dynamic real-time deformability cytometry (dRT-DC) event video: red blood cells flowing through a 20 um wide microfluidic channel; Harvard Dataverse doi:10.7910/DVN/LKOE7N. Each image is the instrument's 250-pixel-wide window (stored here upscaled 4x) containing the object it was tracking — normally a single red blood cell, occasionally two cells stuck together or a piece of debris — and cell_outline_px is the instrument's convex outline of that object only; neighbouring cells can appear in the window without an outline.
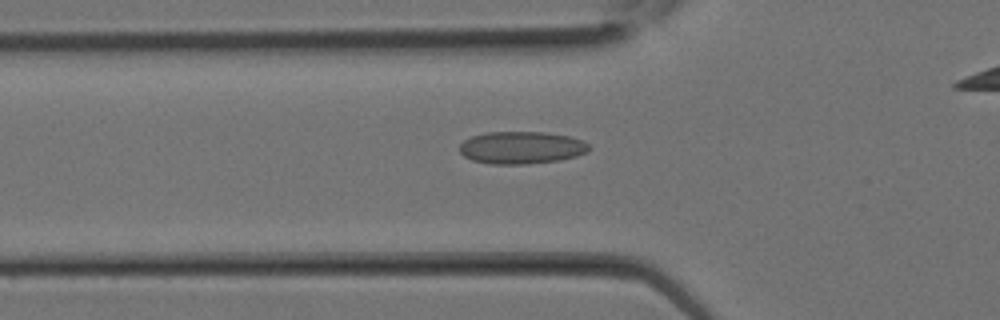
{"species": "Egyptian fruit bat (a non-hibernating species)", "species_latin": "Rousettus aegyptiacus", "temperature_condition": "room temperature", "stored_images_in_passage": 8, "camera_frame_rate_fps": 3000, "um_per_image_px": 0.085, "animal": {"sex": "female"}, "frame": {"image": 1, "passage_image": 4, "time_ms": 1.0, "image_size_px": [1000, 320], "cell_outline_px": [[588, 152], [576, 156], [560, 160], [524, 164], [492, 164], [472, 160], [464, 156], [460, 152], [460, 144], [464, 140], [472, 136], [488, 132], [544, 132], [568, 136], [580, 140], [588, 144]], "centroid_in_image_um": [44.3, 12.55], "position_along_channel_um": 81.5, "area_um2": 24.28}}
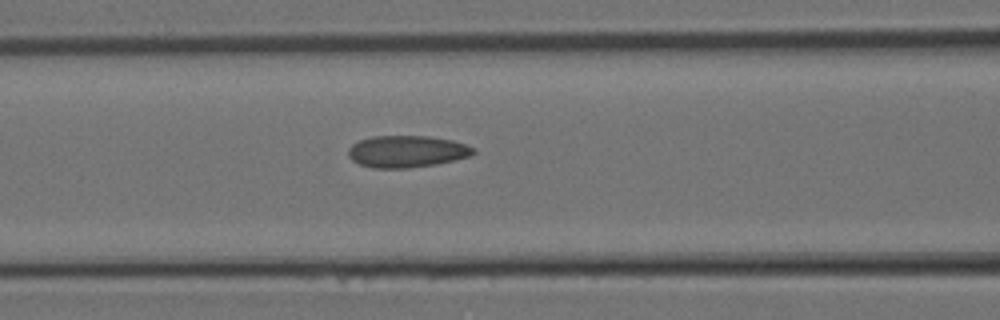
{"frame": {"image": 2, "passage_image": 6, "time_ms": 1.667, "image_size_px": [1000, 320], "cell_outline_px": [[476, 152], [472, 156], [436, 164], [408, 168], [372, 168], [360, 164], [352, 160], [348, 156], [348, 148], [352, 144], [360, 140], [372, 136], [428, 136], [452, 140], [476, 148]], "centroid_in_image_um": [34.59, 12.87], "position_along_channel_um": 132.0, "area_um2": 23.35}}
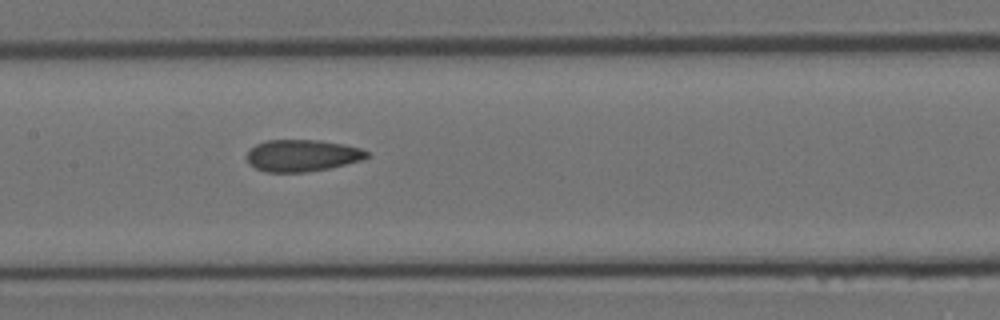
{"frame": {"image": 3, "passage_image": 8, "time_ms": 2.333, "image_size_px": [1000, 320], "cell_outline_px": [[372, 156], [364, 160], [328, 168], [304, 172], [264, 172], [248, 164], [244, 156], [256, 144], [268, 140], [320, 140], [344, 144], [360, 148], [368, 152]], "centroid_in_image_um": [25.69, 13.22], "position_along_channel_um": 181.7, "area_um2": 22.48}}